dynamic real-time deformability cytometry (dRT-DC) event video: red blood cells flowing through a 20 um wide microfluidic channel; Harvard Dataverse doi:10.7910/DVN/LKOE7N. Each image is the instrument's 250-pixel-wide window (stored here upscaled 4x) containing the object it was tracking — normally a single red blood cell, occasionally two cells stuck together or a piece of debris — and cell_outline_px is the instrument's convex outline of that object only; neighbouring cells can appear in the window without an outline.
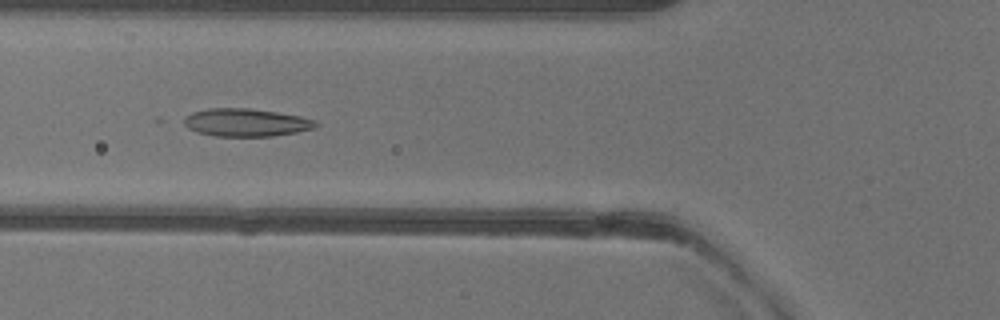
{"species": "common noctule bat (a hibernating species)", "species_latin": "Nyctalus noctula", "temperature_condition": "warm", "stored_images_in_passage": 36, "camera_frame_rate_fps": 3000, "um_per_image_px": 0.085, "animal": {"sex": "female"}, "frame": {"image": 1, "passage_image": 9, "time_ms": 2.667, "image_size_px": [1000, 320], "cell_outline_px": [[320, 124], [312, 128], [296, 132], [272, 136], [212, 136], [196, 132], [188, 128], [176, 120], [192, 112], [208, 108], [248, 108], [276, 112], [300, 116], [316, 120]], "centroid_in_image_um": [20.81, 10.41], "position_along_channel_um": 105.0, "area_um2": 21.73}}
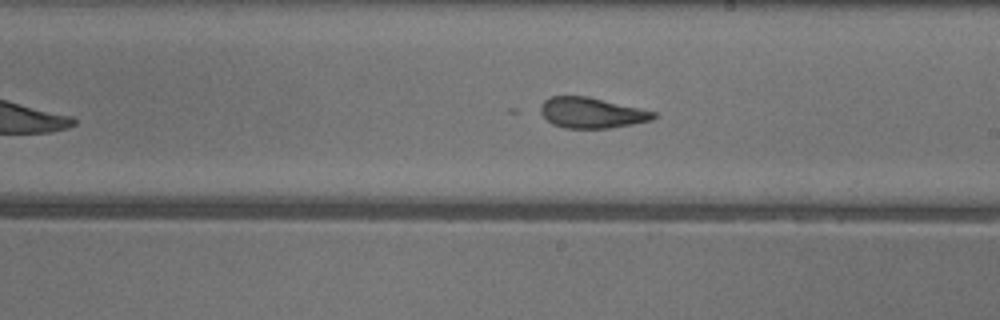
{"frame": {"image": 2, "passage_image": 19, "time_ms": 6.0, "image_size_px": [1000, 320], "cell_outline_px": [[656, 116], [652, 120], [632, 124], [608, 128], [564, 128], [552, 124], [540, 112], [540, 104], [544, 100], [552, 96], [588, 96], [656, 112]], "centroid_in_image_um": [50.26, 9.58], "position_along_channel_um": 238.7, "area_um2": 20.06}}
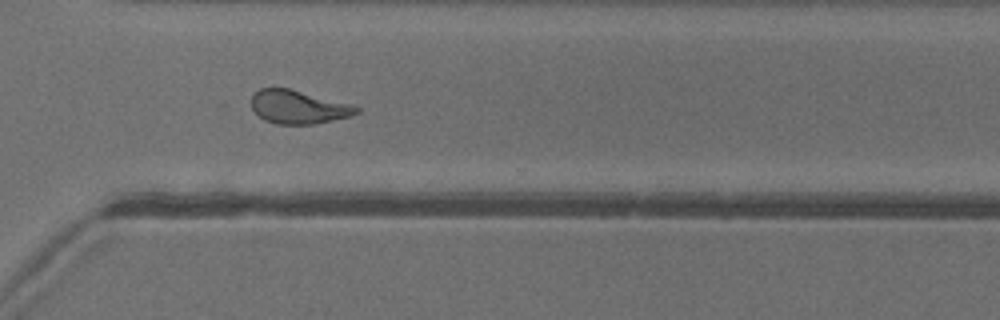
{"frame": {"image": 3, "passage_image": 27, "time_ms": 8.667, "image_size_px": [1000, 320], "cell_outline_px": [[360, 112], [352, 116], [316, 124], [276, 124], [264, 120], [252, 108], [252, 96], [260, 88], [288, 88], [356, 104], [360, 108]], "centroid_in_image_um": [25.45, 9.1], "position_along_channel_um": 345.2, "area_um2": 20.75}, "authors_computed_cell_mechanics": {"area_um2": 20.4323, "velocity_mm_per_s": 4.005, "shape_relaxation_time_tau1_ms": null, "shape_relaxation_time_tau2_ms": 1.7861, "deformation_change_tau1": null, "deformation_change_tau2": 0.0984}}